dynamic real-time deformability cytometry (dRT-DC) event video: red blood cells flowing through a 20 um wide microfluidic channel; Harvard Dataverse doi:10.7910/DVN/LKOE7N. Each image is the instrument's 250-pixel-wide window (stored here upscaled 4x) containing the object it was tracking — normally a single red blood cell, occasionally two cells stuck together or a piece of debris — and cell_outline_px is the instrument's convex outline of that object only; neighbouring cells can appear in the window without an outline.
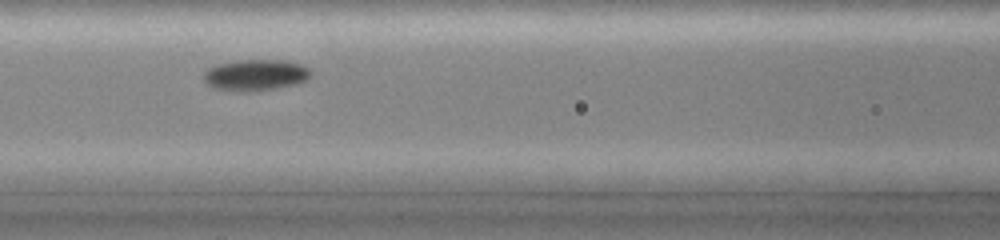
{"species": "common noctule bat (a hibernating species)", "species_latin": "Nyctalus noctula", "temperature_condition": "cold", "stored_images_in_passage": 25, "camera_frame_rate_fps": 3000, "um_per_image_px": 0.085, "animal": {"sex": "female", "body_mass_g": 19.0, "forearm_length_mm": 51.5}, "frame": {"image": 1, "passage_image": 11, "time_ms": 3.333, "image_size_px": [1000, 240], "cell_outline_px": [[312, 72], [308, 80], [296, 84], [276, 88], [244, 92], [212, 88], [204, 80], [204, 72], [208, 68], [216, 64], [240, 60], [284, 60], [300, 64], [308, 68]], "centroid_in_image_um": [21.72, 6.38], "position_along_channel_um": 144.9, "area_um2": 19.54}}
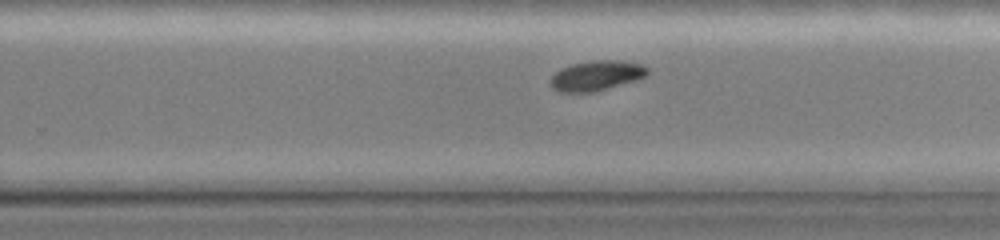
{"frame": {"image": 2, "passage_image": 21, "time_ms": 6.667, "image_size_px": [1000, 240], "cell_outline_px": [[648, 72], [644, 76], [636, 80], [592, 92], [560, 92], [552, 88], [552, 76], [560, 68], [572, 64], [592, 60], [616, 60], [640, 64], [648, 68]], "centroid_in_image_um": [50.68, 6.42], "position_along_channel_um": 279.1, "area_um2": 16.65}}